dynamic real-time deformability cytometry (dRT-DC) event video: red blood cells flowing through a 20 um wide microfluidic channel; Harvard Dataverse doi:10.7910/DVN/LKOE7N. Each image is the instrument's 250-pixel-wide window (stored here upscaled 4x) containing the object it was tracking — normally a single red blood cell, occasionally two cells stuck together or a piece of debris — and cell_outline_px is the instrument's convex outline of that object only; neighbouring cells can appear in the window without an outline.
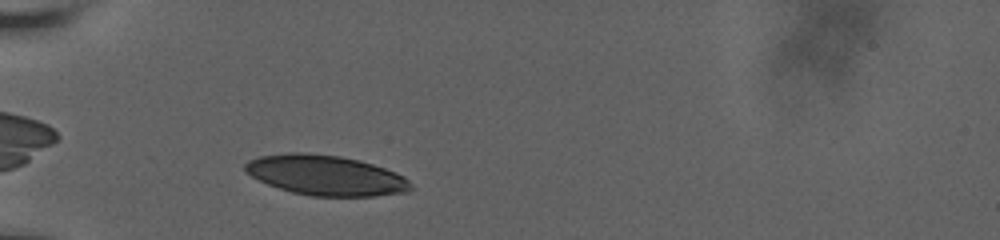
{"species": "human", "species_latin": "Homo sapiens", "temperature_condition": "room temperature", "stored_images_in_passage": 35, "camera_frame_rate_fps": 3000, "um_per_image_px": 0.085, "donor": {"sex": "male"}, "frame": {"image": 1, "passage_image": 3, "time_ms": 0.667, "image_size_px": [1000, 240], "cell_outline_px": [[412, 188], [408, 192], [376, 196], [312, 196], [292, 192], [268, 184], [244, 172], [244, 164], [248, 160], [260, 156], [288, 152], [308, 152], [340, 156], [372, 164], [396, 172], [404, 176], [412, 184]], "centroid_in_image_um": [27.68, 14.89], "position_along_channel_um": 57.3, "area_um2": 38.78}}
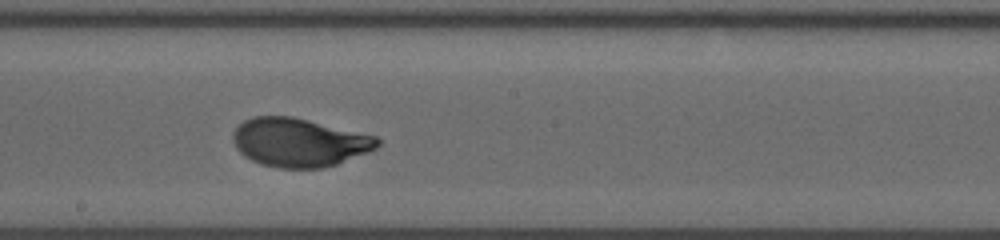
{"frame": {"image": 2, "passage_image": 18, "time_ms": 5.667, "image_size_px": [1000, 240], "cell_outline_px": [[380, 144], [376, 148], [368, 152], [336, 164], [324, 168], [280, 168], [260, 164], [244, 156], [236, 148], [232, 140], [232, 136], [236, 128], [244, 120], [256, 116], [292, 116], [376, 136], [380, 140]], "centroid_in_image_um": [25.42, 12.11], "position_along_channel_um": 222.8, "area_um2": 40.81}}
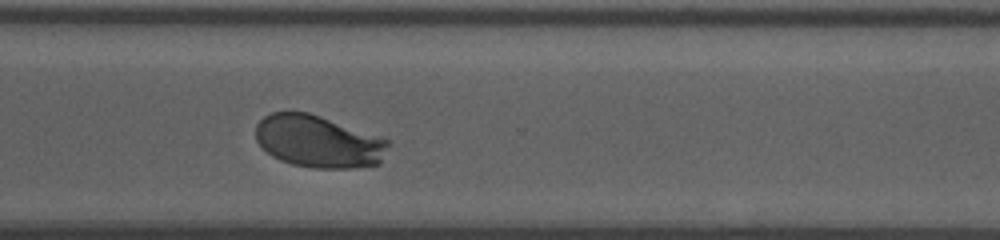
{"frame": {"image": 3, "passage_image": 28, "time_ms": 9.0, "image_size_px": [1000, 240], "cell_outline_px": [[388, 144], [380, 164], [352, 168], [312, 168], [292, 164], [280, 160], [272, 156], [256, 140], [256, 124], [264, 116], [272, 112], [308, 112], [380, 136], [388, 140]], "centroid_in_image_um": [27.05, 12.03], "position_along_channel_um": 343.6, "area_um2": 40.17}, "authors_computed_cell_mechanics": {"area_um2": 40.6912, "velocity_mm_per_s": 3.633, "shape_relaxation_time_tau1_ms": 3.9884, "shape_relaxation_time_tau2_ms": null, "deformation_change_tau1": 0.1981, "deformation_change_tau2": null}}